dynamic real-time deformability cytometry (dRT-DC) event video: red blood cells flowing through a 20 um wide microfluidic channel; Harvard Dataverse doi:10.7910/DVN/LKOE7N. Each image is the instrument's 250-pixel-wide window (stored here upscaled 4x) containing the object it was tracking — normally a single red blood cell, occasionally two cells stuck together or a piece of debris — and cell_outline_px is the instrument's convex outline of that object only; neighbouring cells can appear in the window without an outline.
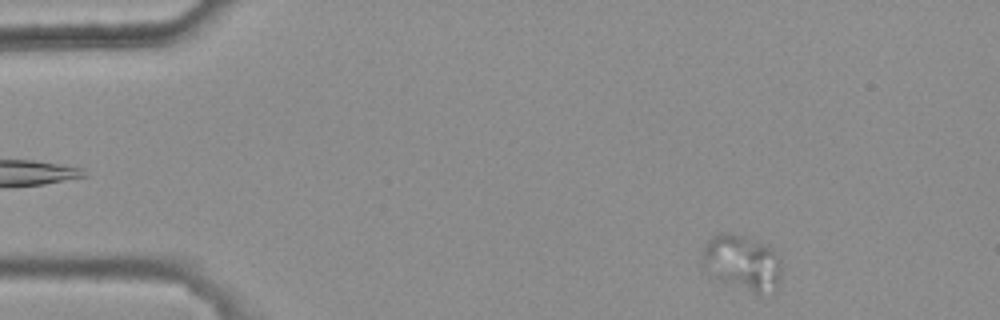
{"species": "common noctule bat (a hibernating species)", "species_latin": "Nyctalus noctula", "temperature_condition": "warm", "stored_images_in_passage": 6, "camera_frame_rate_fps": 3000, "um_per_image_px": 0.085, "animal": {"sex": "female", "body_mass_g": 25.1}, "frame": {"image": 1, "passage_image": 6, "time_ms": 1.667, "image_size_px": [1000, 320], "cell_outline_px": [[780, 276], [776, 292], [760, 296], [756, 296], [716, 280], [700, 264], [704, 248], [708, 240], [716, 232], [728, 232], [744, 236], [764, 244], [772, 248], [780, 260]], "centroid_in_image_um": [63.07, 22.39], "position_along_channel_um": 21.9, "area_um2": 26.59}}